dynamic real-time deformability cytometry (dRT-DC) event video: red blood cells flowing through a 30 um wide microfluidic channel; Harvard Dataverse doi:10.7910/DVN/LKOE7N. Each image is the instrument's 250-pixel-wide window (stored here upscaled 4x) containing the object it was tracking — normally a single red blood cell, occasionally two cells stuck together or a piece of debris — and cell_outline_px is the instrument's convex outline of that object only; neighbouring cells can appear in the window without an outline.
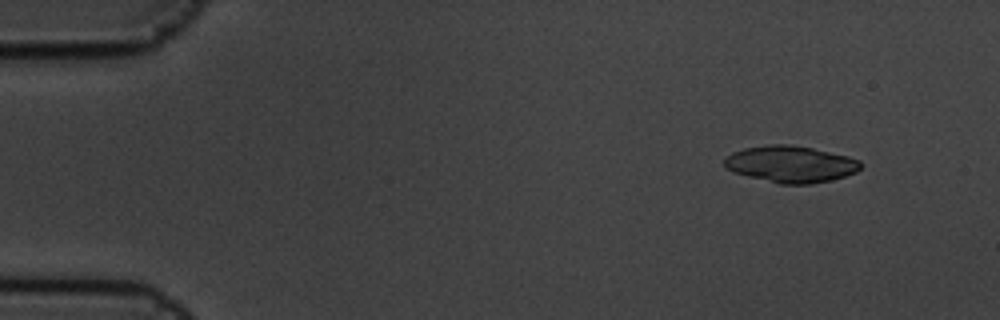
{"species": "common noctule bat (a hibernating species)", "species_latin": "Nyctalus noctula", "temperature_condition": "cold", "stored_images_in_passage": 5, "camera_frame_rate_fps": 3000, "um_per_image_px": 0.085, "animal": {"sex": "male", "body_mass_g": 19.5, "forearm_length_mm": 54.6}, "frame": {"image": 1, "passage_image": 2, "time_ms": 0.333, "image_size_px": [1000, 320], "cell_outline_px": [[864, 164], [856, 172], [832, 180], [812, 184], [780, 184], [732, 172], [724, 164], [724, 160], [732, 152], [744, 148], [768, 144], [792, 144], [812, 148], [848, 156], [860, 160]], "centroid_in_image_um": [67.23, 13.95], "position_along_channel_um": 17.8, "area_um2": 29.19}}